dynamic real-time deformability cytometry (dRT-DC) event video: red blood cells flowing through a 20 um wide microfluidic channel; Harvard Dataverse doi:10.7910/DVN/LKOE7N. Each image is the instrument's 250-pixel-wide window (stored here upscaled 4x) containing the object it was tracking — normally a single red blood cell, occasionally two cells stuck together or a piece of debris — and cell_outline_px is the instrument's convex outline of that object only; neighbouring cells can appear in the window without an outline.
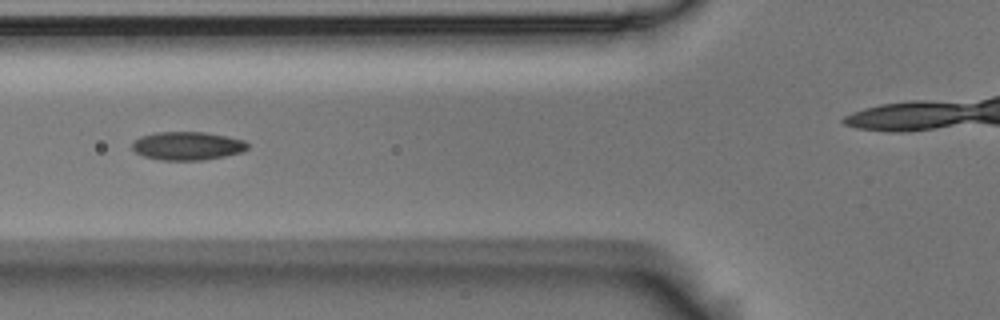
{"species": "Egyptian fruit bat (a non-hibernating species)", "species_latin": "Rousettus aegyptiacus", "temperature_condition": "room temperature", "stored_images_in_passage": 16, "camera_frame_rate_fps": 3000, "um_per_image_px": 0.085, "animal": {"sex": "male"}, "frame": {"image": 1, "passage_image": 7, "time_ms": 2.0, "image_size_px": [1000, 320], "cell_outline_px": [[248, 148], [244, 152], [204, 160], [160, 160], [144, 156], [136, 152], [132, 148], [132, 144], [140, 136], [156, 132], [204, 132], [244, 140], [248, 144]], "centroid_in_image_um": [15.94, 12.4], "position_along_channel_um": 109.9, "area_um2": 19.02}}
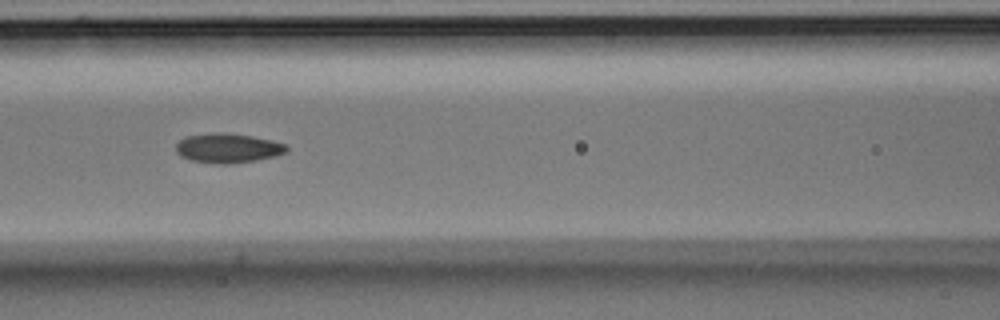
{"frame": {"image": 2, "passage_image": 10, "time_ms": 3.0, "image_size_px": [1000, 320], "cell_outline_px": [[288, 152], [276, 156], [256, 160], [228, 164], [220, 164], [192, 160], [180, 156], [176, 152], [176, 144], [184, 136], [212, 132], [224, 132], [252, 136], [272, 140], [284, 144], [288, 148]], "centroid_in_image_um": [19.36, 12.58], "position_along_channel_um": 147.2, "area_um2": 19.13}}